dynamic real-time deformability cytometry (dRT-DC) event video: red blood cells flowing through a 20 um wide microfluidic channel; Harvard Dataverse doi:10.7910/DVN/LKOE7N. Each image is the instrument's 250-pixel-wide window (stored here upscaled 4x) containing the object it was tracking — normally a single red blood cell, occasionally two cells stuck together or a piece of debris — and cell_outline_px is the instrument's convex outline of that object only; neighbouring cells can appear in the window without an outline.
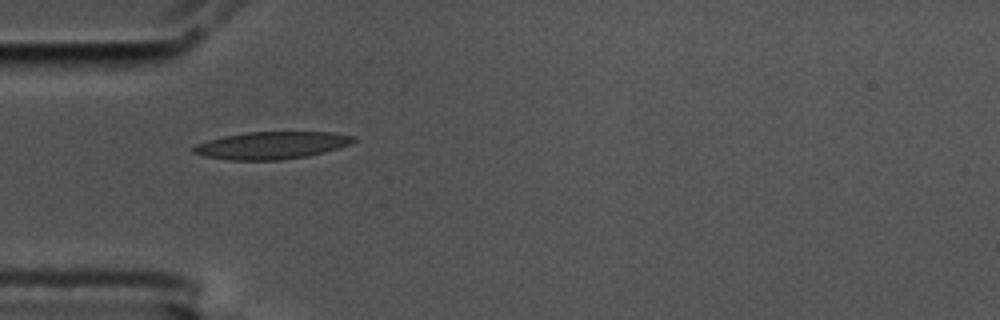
{"species": "common noctule bat (a hibernating species)", "species_latin": "Nyctalus noctula", "temperature_condition": "cold", "stored_images_in_passage": 25, "camera_frame_rate_fps": 3000, "um_per_image_px": 0.085, "animal": {"sex": "male", "body_mass_g": 17.5, "forearm_length_mm": 52.3}, "frame": {"image": 1, "passage_image": 1, "time_ms": 0.0, "image_size_px": [1000, 320], "cell_outline_px": [[356, 140], [340, 148], [308, 156], [280, 160], [228, 160], [204, 156], [192, 152], [192, 148], [196, 144], [208, 140], [224, 136], [248, 132], [332, 132], [356, 136]], "centroid_in_image_um": [23.09, 12.35], "position_along_channel_um": 61.9, "area_um2": 25.55}}
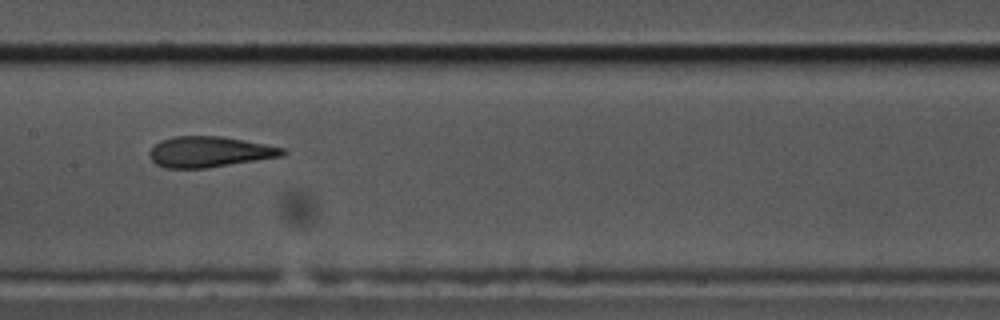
{"frame": {"image": 2, "passage_image": 12, "time_ms": 3.667, "image_size_px": [1000, 320], "cell_outline_px": [[288, 152], [284, 156], [208, 168], [164, 168], [156, 164], [148, 156], [148, 152], [156, 144], [164, 140], [176, 136], [224, 136], [284, 148]], "centroid_in_image_um": [17.83, 12.91], "position_along_channel_um": 189.6, "area_um2": 23.87}}
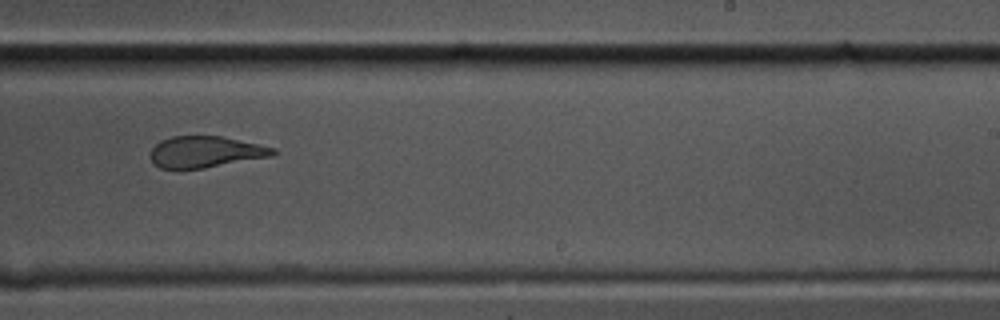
{"frame": {"image": 3, "passage_image": 19, "time_ms": 6.0, "image_size_px": [1000, 320], "cell_outline_px": [[276, 152], [272, 156], [204, 168], [160, 168], [152, 164], [148, 156], [152, 148], [160, 140], [172, 136], [220, 136], [276, 148]], "centroid_in_image_um": [17.41, 12.91], "position_along_channel_um": 271.6, "area_um2": 22.37}}